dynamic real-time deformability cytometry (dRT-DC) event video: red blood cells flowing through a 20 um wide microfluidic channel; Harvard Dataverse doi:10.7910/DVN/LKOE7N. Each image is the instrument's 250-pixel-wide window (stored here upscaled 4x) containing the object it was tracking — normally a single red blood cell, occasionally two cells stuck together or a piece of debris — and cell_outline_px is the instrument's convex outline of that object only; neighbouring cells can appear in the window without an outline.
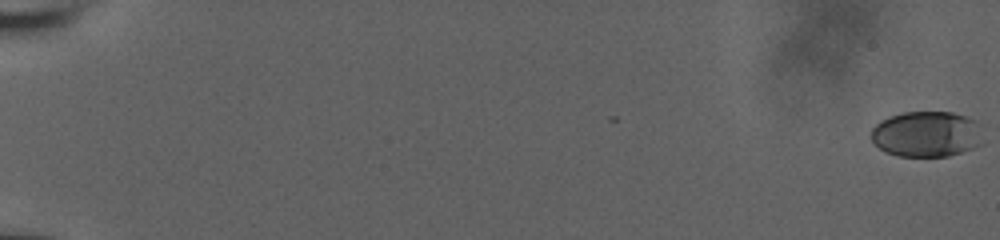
{"species": "human", "species_latin": "Homo sapiens", "temperature_condition": "room temperature", "stored_images_in_passage": 59, "camera_frame_rate_fps": 3000, "um_per_image_px": 0.085, "donor": {"sex": "male"}, "frame": {"image": 1, "passage_image": 1, "time_ms": 0.0, "image_size_px": [1000, 240], "cell_outline_px": [[980, 144], [972, 148], [948, 156], [900, 156], [884, 152], [868, 136], [872, 128], [880, 120], [888, 116], [904, 112], [952, 112], [976, 120]], "centroid_in_image_um": [78.66, 11.39], "position_along_channel_um": 6.3, "area_um2": 29.59}}
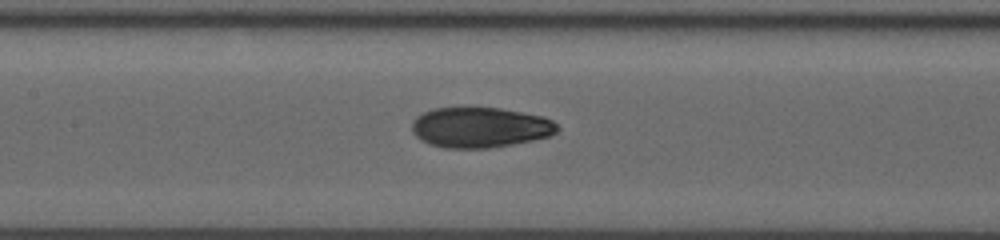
{"frame": {"image": 2, "passage_image": 32, "time_ms": 10.333, "image_size_px": [1000, 240], "cell_outline_px": [[560, 128], [552, 136], [512, 144], [488, 148], [444, 148], [420, 140], [412, 132], [412, 120], [416, 116], [432, 108], [468, 104], [500, 108], [544, 116], [552, 120]], "centroid_in_image_um": [40.78, 10.78], "position_along_channel_um": 166.6, "area_um2": 35.26}}
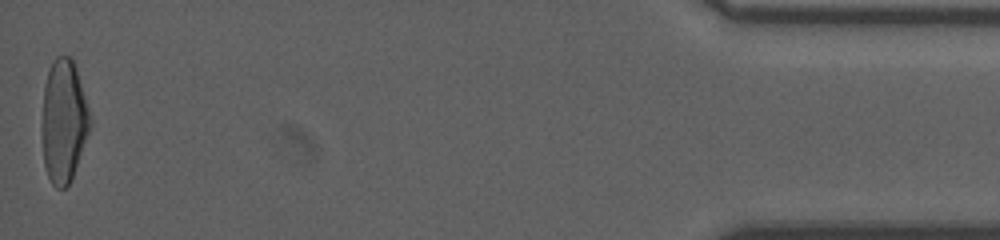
{"frame": {"image": 3, "passage_image": 59, "time_ms": 19.333, "image_size_px": [1000, 240], "cell_outline_px": [[92, 124], [72, 180], [64, 188], [56, 188], [52, 184], [48, 176], [44, 164], [44, 84], [48, 68], [56, 56], [68, 56], [72, 60], [92, 120]], "centroid_in_image_um": [5.44, 10.33], "position_along_channel_um": 429.8, "area_um2": 33.64}, "authors_computed_cell_mechanics": {"area_um2": 33.4662, "velocity_mm_per_s": 3.8462, "shape_relaxation_time_tau1_ms": 7.2547, "shape_relaxation_time_tau2_ms": 1.4952, "deformation_change_tau1": 0.2182, "deformation_change_tau2": 0.0672}}